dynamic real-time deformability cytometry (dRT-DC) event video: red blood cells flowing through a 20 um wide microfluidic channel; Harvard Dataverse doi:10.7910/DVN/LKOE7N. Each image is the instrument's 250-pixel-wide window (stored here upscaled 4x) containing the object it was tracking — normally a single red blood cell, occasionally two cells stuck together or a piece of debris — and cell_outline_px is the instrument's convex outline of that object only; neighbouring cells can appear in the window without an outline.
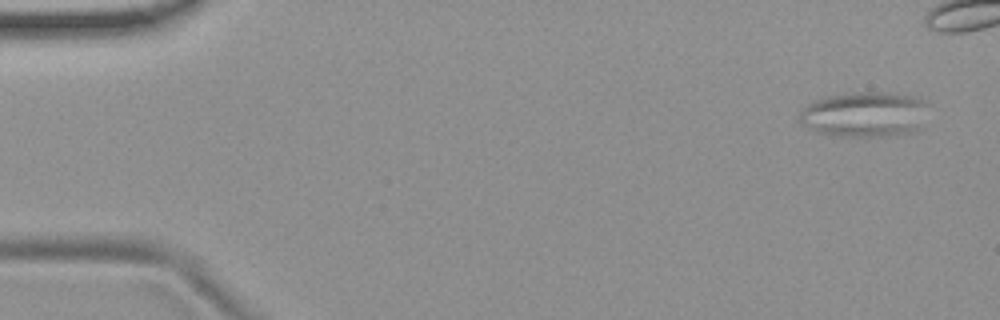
{"species": "common noctule bat (a hibernating species)", "species_latin": "Nyctalus noctula", "temperature_condition": "room temperature", "stored_images_in_passage": 12, "camera_frame_rate_fps": 3000, "um_per_image_px": 0.085, "animal": {"sex": "female", "body_mass_g": 19.9}, "frame": {"image": 1, "passage_image": 3, "time_ms": 0.667, "image_size_px": [1000, 320], "cell_outline_px": [[924, 128], [916, 132], [888, 136], [832, 136], [816, 132], [808, 128], [800, 120], [800, 112], [808, 104], [824, 96], [848, 92], [892, 92], [920, 96], [924, 104]], "centroid_in_image_um": [73.52, 9.72], "position_along_channel_um": 11.5, "area_um2": 34.56}}